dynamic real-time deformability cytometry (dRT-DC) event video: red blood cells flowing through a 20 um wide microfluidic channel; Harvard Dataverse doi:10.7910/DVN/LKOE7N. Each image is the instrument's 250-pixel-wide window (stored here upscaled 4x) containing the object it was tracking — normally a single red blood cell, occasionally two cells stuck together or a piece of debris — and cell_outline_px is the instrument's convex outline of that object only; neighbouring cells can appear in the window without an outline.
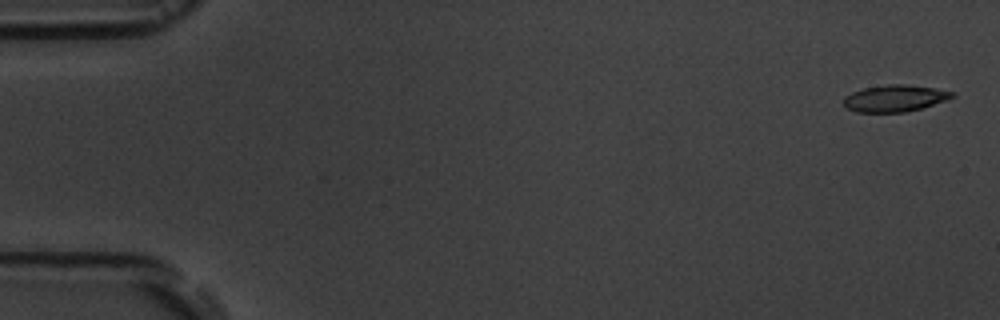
{"species": "common noctule bat (a hibernating species)", "species_latin": "Nyctalus noctula", "temperature_condition": "room temperature", "stored_images_in_passage": 7, "camera_frame_rate_fps": 3000, "um_per_image_px": 0.085, "animal": {"sex": "male", "body_mass_g": 19.5, "forearm_length_mm": 54.6}, "frame": {"image": 1, "passage_image": 1, "time_ms": 0.0, "image_size_px": [1000, 320], "cell_outline_px": [[956, 96], [948, 100], [920, 108], [904, 112], [856, 112], [848, 108], [844, 104], [844, 96], [852, 92], [864, 88], [888, 84], [908, 84], [956, 92]], "centroid_in_image_um": [76.08, 8.35], "position_along_channel_um": 8.9, "area_um2": 16.88}}
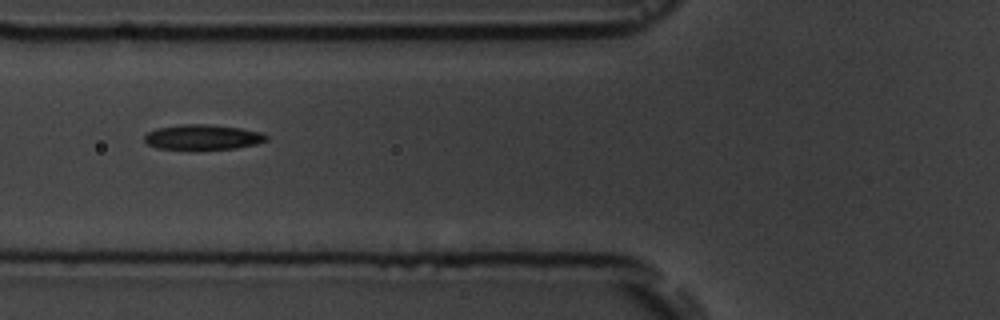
{"frame": {"image": 2, "passage_image": 6, "time_ms": 6.667, "image_size_px": [1000, 320], "cell_outline_px": [[268, 140], [256, 144], [236, 148], [156, 148], [148, 144], [144, 140], [144, 136], [148, 132], [156, 128], [180, 124], [208, 124], [240, 128], [264, 132], [268, 136]], "centroid_in_image_um": [17.26, 11.63], "position_along_channel_um": 108.5, "area_um2": 17.63}}
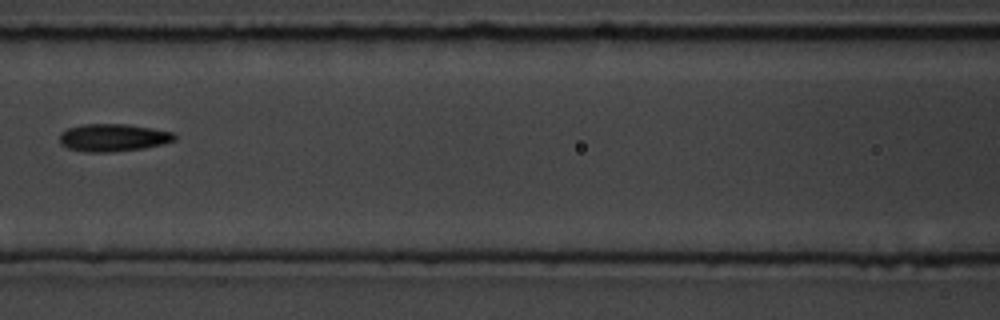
{"frame": {"image": 3, "passage_image": 7, "time_ms": 8.0, "image_size_px": [1000, 320], "cell_outline_px": [[176, 140], [144, 148], [112, 152], [88, 152], [68, 148], [60, 144], [60, 132], [68, 128], [84, 124], [128, 124], [152, 128], [172, 132], [176, 136]], "centroid_in_image_um": [9.6, 11.69], "position_along_channel_um": 157.0, "area_um2": 18.44}}